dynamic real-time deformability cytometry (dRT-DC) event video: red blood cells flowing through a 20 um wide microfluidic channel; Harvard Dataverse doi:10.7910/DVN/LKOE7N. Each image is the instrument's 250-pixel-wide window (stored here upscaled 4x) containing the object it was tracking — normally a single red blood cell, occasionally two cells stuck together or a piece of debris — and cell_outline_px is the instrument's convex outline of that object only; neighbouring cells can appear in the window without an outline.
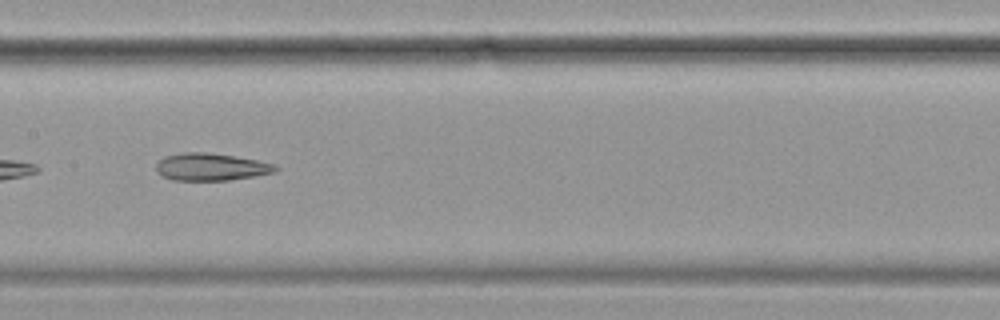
{"species": "common noctule bat (a hibernating species)", "species_latin": "Nyctalus noctula", "temperature_condition": "cold", "stored_images_in_passage": 39, "camera_frame_rate_fps": 3000, "um_per_image_px": 0.085, "animal": {"sex": "female", "body_mass_g": 19.9}, "frame": {"image": 1, "passage_image": 12, "time_ms": 3.667, "image_size_px": [1000, 320], "cell_outline_px": [[280, 168], [272, 172], [252, 176], [228, 180], [172, 180], [160, 176], [156, 172], [156, 164], [164, 156], [184, 152], [204, 152], [232, 156], [256, 160], [276, 164]], "centroid_in_image_um": [17.87, 14.19], "position_along_channel_um": 189.5, "area_um2": 18.9}, "authors_computed_cell_mechanics": {"area_um2": 21.0392, "velocity_mm_per_s": 3.4641, "shape_relaxation_time_tau1_ms": null, "shape_relaxation_time_tau2_ms": 6.3421, "deformation_change_tau1": null, "deformation_change_tau2": 0.1806}}